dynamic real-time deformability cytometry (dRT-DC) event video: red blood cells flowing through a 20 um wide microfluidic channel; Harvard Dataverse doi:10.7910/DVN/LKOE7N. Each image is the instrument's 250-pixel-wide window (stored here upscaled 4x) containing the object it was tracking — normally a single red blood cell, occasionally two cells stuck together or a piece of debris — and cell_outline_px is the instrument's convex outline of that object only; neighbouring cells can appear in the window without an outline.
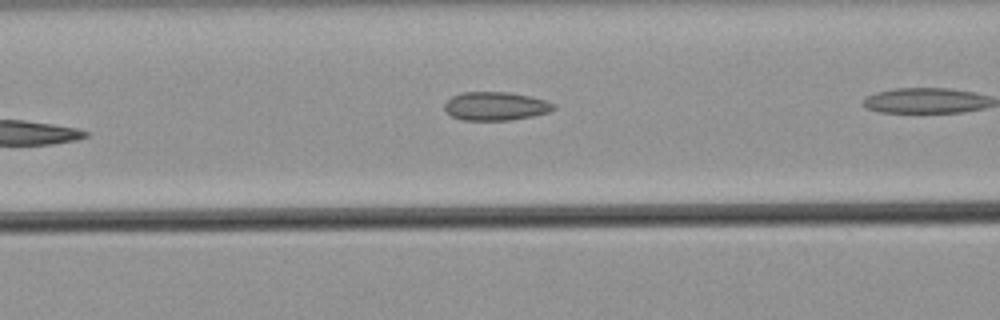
{"species": "common noctule bat (a hibernating species)", "species_latin": "Nyctalus noctula", "temperature_condition": "warm", "stored_images_in_passage": 5, "camera_frame_rate_fps": 3000, "um_per_image_px": 0.085, "animal": {"sex": "male", "body_mass_g": 21.5, "forearm_length_mm": 52.0}, "frame": {"image": 1, "passage_image": 4, "time_ms": 1.0, "image_size_px": [1000, 320], "cell_outline_px": [[556, 108], [548, 112], [532, 116], [508, 120], [460, 120], [444, 112], [444, 104], [452, 96], [460, 92], [508, 92], [528, 96], [544, 100], [556, 104]], "centroid_in_image_um": [42.08, 9.02], "position_along_channel_um": 124.5, "area_um2": 18.15}}